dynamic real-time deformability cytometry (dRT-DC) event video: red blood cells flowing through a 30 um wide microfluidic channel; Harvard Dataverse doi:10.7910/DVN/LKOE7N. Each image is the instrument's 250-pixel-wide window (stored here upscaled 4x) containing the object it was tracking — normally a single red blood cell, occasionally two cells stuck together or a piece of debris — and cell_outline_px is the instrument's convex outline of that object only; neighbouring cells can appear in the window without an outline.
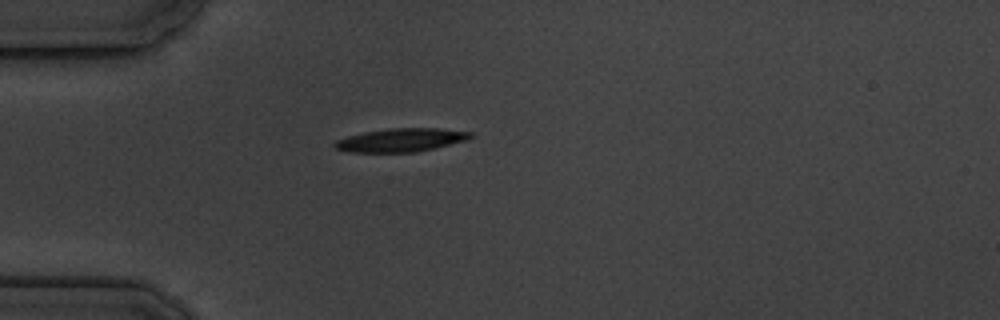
{"species": "common noctule bat (a hibernating species)", "species_latin": "Nyctalus noctula", "temperature_condition": "cold", "stored_images_in_passage": 1, "camera_frame_rate_fps": 3000, "um_per_image_px": 0.085, "animal": {"sex": "male", "body_mass_g": 19.5, "forearm_length_mm": 54.6}, "frame": {"image": 1, "passage_image": 1, "time_ms": 0.0, "image_size_px": [1000, 320], "cell_outline_px": [[476, 136], [468, 140], [416, 152], [348, 152], [336, 148], [332, 144], [336, 140], [348, 136], [364, 132], [388, 128], [436, 128], [472, 132]], "centroid_in_image_um": [34.11, 11.9], "position_along_channel_um": 50.9, "area_um2": 18.55}}